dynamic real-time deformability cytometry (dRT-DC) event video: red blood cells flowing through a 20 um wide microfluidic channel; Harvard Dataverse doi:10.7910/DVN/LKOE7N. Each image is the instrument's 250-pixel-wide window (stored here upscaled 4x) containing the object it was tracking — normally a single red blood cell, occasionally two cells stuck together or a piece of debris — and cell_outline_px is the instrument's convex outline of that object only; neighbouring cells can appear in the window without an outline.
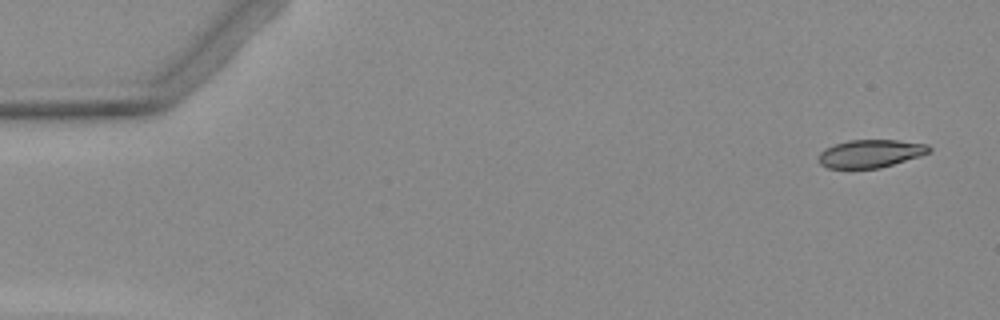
{"species": "Egyptian fruit bat (a non-hibernating species)", "species_latin": "Rousettus aegyptiacus", "temperature_condition": "warm", "stored_images_in_passage": 6, "camera_frame_rate_fps": 3000, "um_per_image_px": 0.085, "animal": {"sex": "female"}, "frame": {"image": 1, "passage_image": 1, "time_ms": 0.0, "image_size_px": [1000, 320], "cell_outline_px": [[932, 148], [928, 152], [920, 156], [880, 168], [828, 168], [820, 164], [820, 152], [824, 148], [848, 140], [896, 140], [928, 144]], "centroid_in_image_um": [74.0, 13.05], "position_along_channel_um": 11.0, "area_um2": 17.86}}
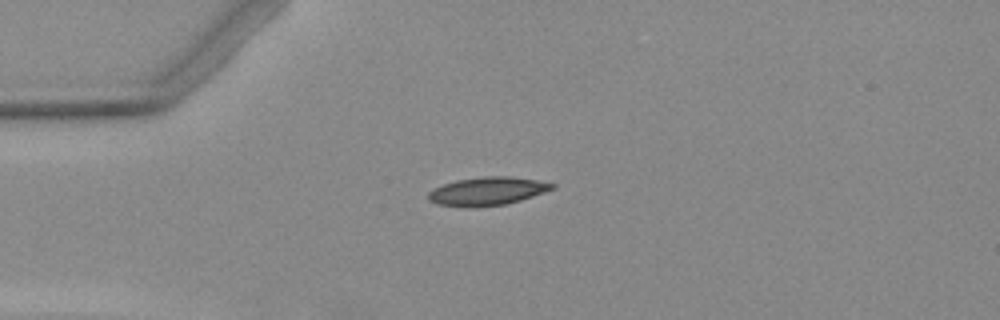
{"frame": {"image": 2, "passage_image": 4, "time_ms": 3.667, "image_size_px": [1000, 320], "cell_outline_px": [[556, 188], [520, 200], [504, 204], [476, 208], [464, 208], [436, 204], [428, 200], [428, 192], [444, 184], [456, 180], [484, 176], [512, 176], [536, 180], [556, 184]], "centroid_in_image_um": [41.4, 16.26], "position_along_channel_um": 43.6, "area_um2": 20.58}}
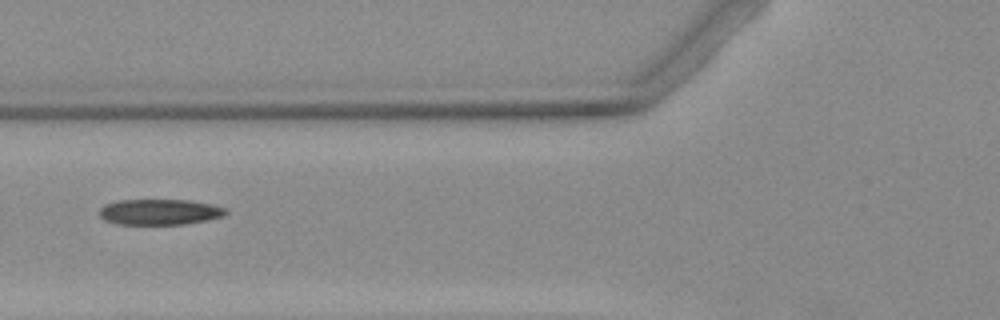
{"frame": {"image": 3, "passage_image": 6, "time_ms": 6.0, "image_size_px": [1000, 320], "cell_outline_px": [[228, 212], [224, 216], [208, 220], [184, 224], [116, 224], [104, 220], [100, 216], [100, 208], [104, 204], [116, 200], [188, 200], [212, 204], [228, 208]], "centroid_in_image_um": [13.59, 18.01], "position_along_channel_um": 112.2, "area_um2": 19.13}}